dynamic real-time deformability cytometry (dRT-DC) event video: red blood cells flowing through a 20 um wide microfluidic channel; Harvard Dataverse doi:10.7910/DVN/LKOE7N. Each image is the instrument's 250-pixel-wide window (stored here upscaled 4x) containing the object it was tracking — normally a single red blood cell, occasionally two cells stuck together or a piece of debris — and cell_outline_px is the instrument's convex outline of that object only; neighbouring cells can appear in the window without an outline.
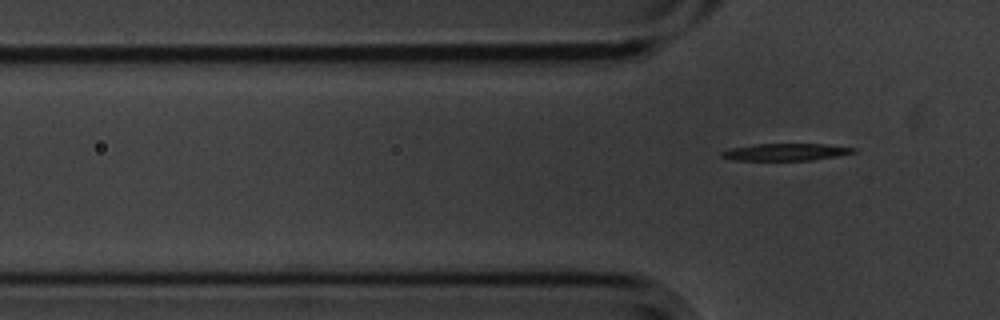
{"species": "common noctule bat (a hibernating species)", "species_latin": "Nyctalus noctula", "temperature_condition": "cold", "stored_images_in_passage": 4, "segment_of_instrument_passage": [2, 2], "camera_frame_rate_fps": 3000, "um_per_image_px": 0.085, "animal": {"sex": "male", "body_mass_g": 20.1, "forearm_length_mm": 53.5}, "frame": {"image": 1, "passage_image": 4, "time_ms": 1.0, "image_size_px": [1000, 320], "cell_outline_px": [[856, 152], [836, 156], [812, 160], [736, 160], [720, 156], [720, 152], [732, 148], [756, 144], [824, 144], [856, 148]], "centroid_in_image_um": [66.8, 12.92], "position_along_channel_um": 59.0, "area_um2": 12.95}}